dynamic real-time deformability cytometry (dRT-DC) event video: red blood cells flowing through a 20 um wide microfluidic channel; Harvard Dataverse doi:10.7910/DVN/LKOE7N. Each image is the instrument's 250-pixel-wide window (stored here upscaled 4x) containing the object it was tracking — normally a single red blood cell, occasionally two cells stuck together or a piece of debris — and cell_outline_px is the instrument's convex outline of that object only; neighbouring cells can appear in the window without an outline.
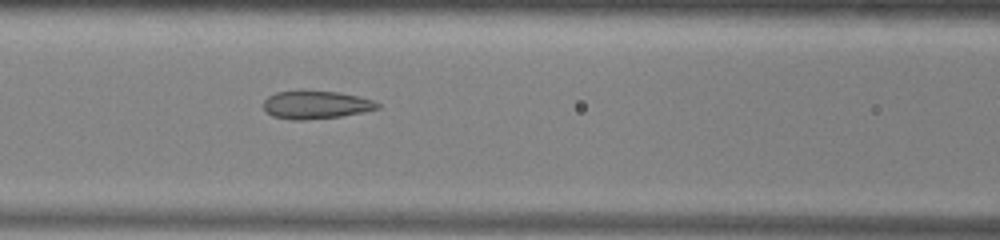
{"species": "common noctule bat (a hibernating species)", "species_latin": "Nyctalus noctula", "temperature_condition": "warm", "stored_images_in_passage": 51, "camera_frame_rate_fps": 3000, "um_per_image_px": 0.085, "animal": {"sex": "male", "body_mass_g": 13.0, "forearm_length_mm": 53.1}, "frame": {"image": 1, "passage_image": 21, "time_ms": 6.667, "image_size_px": [1000, 240], "cell_outline_px": [[380, 108], [364, 112], [340, 116], [304, 120], [292, 120], [272, 116], [264, 108], [264, 100], [268, 96], [276, 92], [340, 92], [360, 96], [372, 100], [380, 104]], "centroid_in_image_um": [26.89, 8.92], "position_along_channel_um": 139.7, "area_um2": 18.32}}
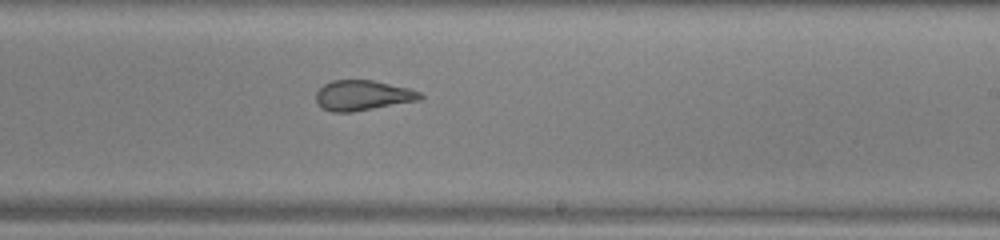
{"frame": {"image": 2, "passage_image": 30, "time_ms": 9.667, "image_size_px": [1000, 240], "cell_outline_px": [[424, 96], [420, 100], [352, 112], [332, 112], [320, 108], [316, 104], [316, 92], [324, 84], [332, 80], [372, 80], [408, 88], [420, 92]], "centroid_in_image_um": [30.79, 8.12], "position_along_channel_um": 258.2, "area_um2": 18.38}}
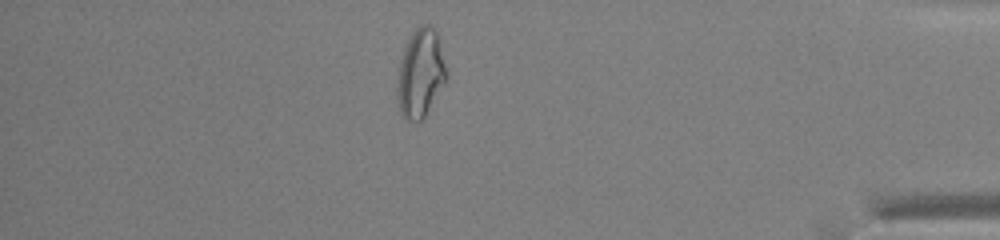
{"frame": {"image": 3, "passage_image": 44, "time_ms": 14.333, "image_size_px": [1000, 240], "cell_outline_px": [[448, 76], [444, 84], [424, 116], [420, 120], [408, 120], [400, 112], [396, 92], [396, 80], [404, 48], [412, 32], [420, 24], [428, 24], [436, 28], [440, 36]], "centroid_in_image_um": [35.76, 6.16], "position_along_channel_um": 399.4, "area_um2": 25.55}, "authors_computed_cell_mechanics": {"area_um2": 22.9466, "velocity_mm_per_s": 3.961, "shape_relaxation_time_tau1_ms": null, "shape_relaxation_time_tau2_ms": 1.1836, "deformation_change_tau1": null, "deformation_change_tau2": 0.0803}}